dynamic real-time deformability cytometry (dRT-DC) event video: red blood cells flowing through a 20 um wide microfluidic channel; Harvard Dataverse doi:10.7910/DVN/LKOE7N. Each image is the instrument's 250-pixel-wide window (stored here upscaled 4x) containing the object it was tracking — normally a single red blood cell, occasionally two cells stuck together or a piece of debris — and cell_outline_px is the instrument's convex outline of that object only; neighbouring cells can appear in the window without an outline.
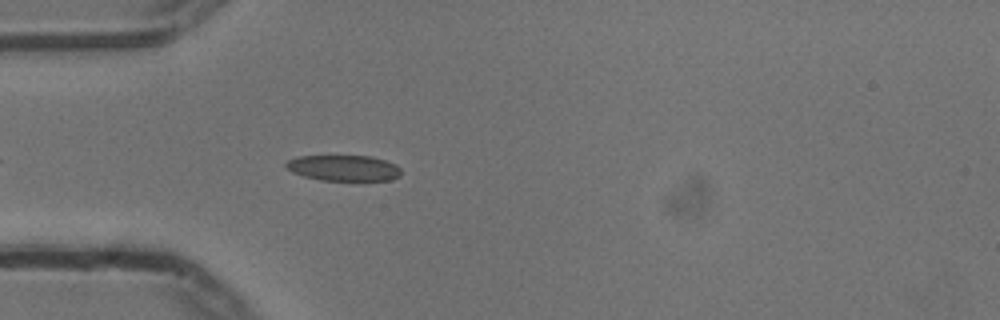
{"species": "common noctule bat (a hibernating species)", "species_latin": "Nyctalus noctula", "temperature_condition": "cold", "stored_images_in_passage": 24, "camera_frame_rate_fps": 3000, "um_per_image_px": 0.085, "animal": {"sex": "male", "body_mass_g": 13.3}, "frame": {"image": 1, "passage_image": 6, "time_ms": 1.667, "image_size_px": [1000, 320], "cell_outline_px": [[400, 176], [392, 180], [320, 180], [304, 176], [292, 172], [284, 164], [288, 160], [296, 156], [372, 156], [396, 164], [400, 168]], "centroid_in_image_um": [29.22, 14.27], "position_along_channel_um": 55.8, "area_um2": 17.28}}
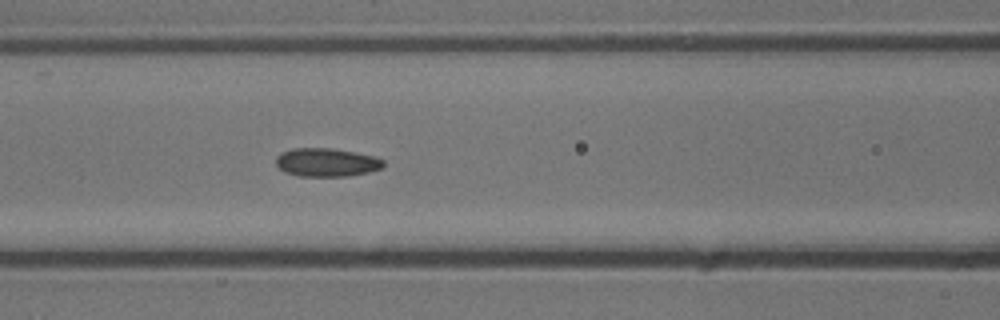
{"frame": {"image": 2, "passage_image": 13, "time_ms": 4.0, "image_size_px": [1000, 320], "cell_outline_px": [[384, 168], [368, 172], [348, 176], [300, 176], [284, 172], [276, 164], [276, 156], [292, 148], [332, 148], [356, 152], [376, 156], [384, 160]], "centroid_in_image_um": [27.8, 13.8], "position_along_channel_um": 138.8, "area_um2": 17.92}}
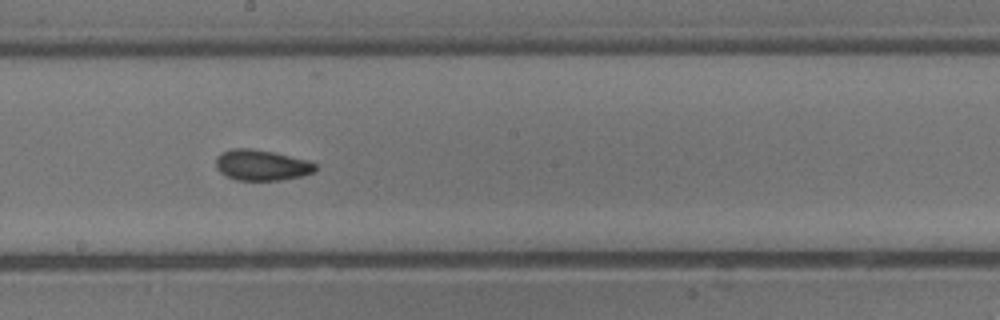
{"frame": {"image": 3, "passage_image": 20, "time_ms": 6.333, "image_size_px": [1000, 320], "cell_outline_px": [[316, 172], [300, 176], [280, 180], [236, 180], [224, 176], [216, 168], [216, 156], [232, 148], [252, 148], [272, 152], [308, 160], [316, 164]], "centroid_in_image_um": [22.22, 14.04], "position_along_channel_um": 226.0, "area_um2": 17.86}}